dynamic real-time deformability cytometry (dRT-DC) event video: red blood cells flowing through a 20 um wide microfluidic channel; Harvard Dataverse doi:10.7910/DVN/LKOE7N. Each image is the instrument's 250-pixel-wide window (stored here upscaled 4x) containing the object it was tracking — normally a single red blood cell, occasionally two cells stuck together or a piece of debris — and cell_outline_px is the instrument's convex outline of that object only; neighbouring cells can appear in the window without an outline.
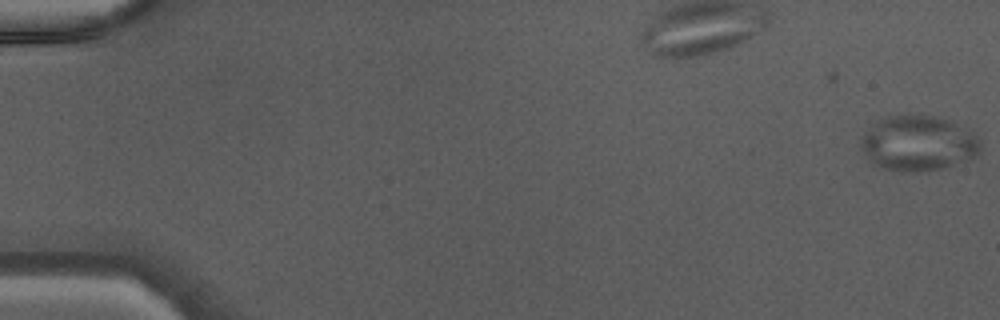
{"species": "Egyptian fruit bat (a non-hibernating species)", "species_latin": "Rousettus aegyptiacus", "temperature_condition": "warm", "stored_images_in_passage": 47, "camera_frame_rate_fps": 3000, "um_per_image_px": 0.085, "animal": {"sex": "male"}, "frame": {"image": 1, "passage_image": 1, "time_ms": 0.0, "image_size_px": [1000, 320], "cell_outline_px": [[980, 152], [972, 160], [940, 168], [916, 172], [904, 172], [884, 168], [868, 160], [860, 148], [860, 136], [876, 120], [888, 116], [912, 112], [932, 116], [948, 120], [972, 132], [980, 140]], "centroid_in_image_um": [78.01, 12.15], "position_along_channel_um": 7.0, "area_um2": 39.13}}
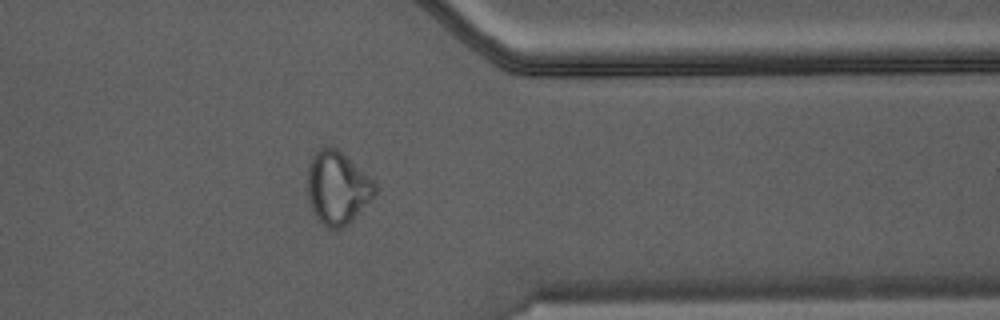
{"frame": {"image": 2, "passage_image": 38, "time_ms": 12.333, "image_size_px": [1000, 320], "cell_outline_px": [[376, 192], [352, 220], [348, 224], [340, 228], [328, 228], [316, 216], [312, 208], [308, 196], [308, 164], [312, 156], [320, 144], [328, 144], [336, 148], [372, 176], [376, 184]], "centroid_in_image_um": [28.68, 15.88], "position_along_channel_um": 382.7, "area_um2": 28.78}}
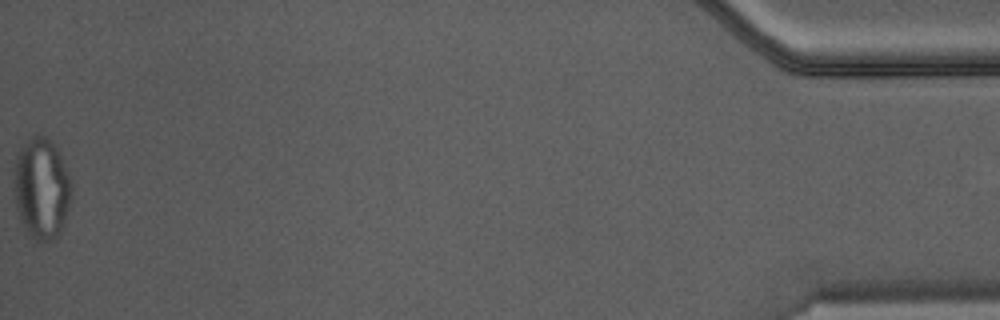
{"frame": {"image": 3, "passage_image": 47, "time_ms": 15.333, "image_size_px": [1000, 320], "cell_outline_px": [[72, 184], [68, 208], [64, 228], [52, 240], [36, 240], [28, 232], [20, 220], [16, 204], [16, 156], [20, 148], [32, 136], [48, 136], [52, 140], [60, 156]], "centroid_in_image_um": [3.56, 16.02], "position_along_channel_um": 431.6, "area_um2": 33.12}}